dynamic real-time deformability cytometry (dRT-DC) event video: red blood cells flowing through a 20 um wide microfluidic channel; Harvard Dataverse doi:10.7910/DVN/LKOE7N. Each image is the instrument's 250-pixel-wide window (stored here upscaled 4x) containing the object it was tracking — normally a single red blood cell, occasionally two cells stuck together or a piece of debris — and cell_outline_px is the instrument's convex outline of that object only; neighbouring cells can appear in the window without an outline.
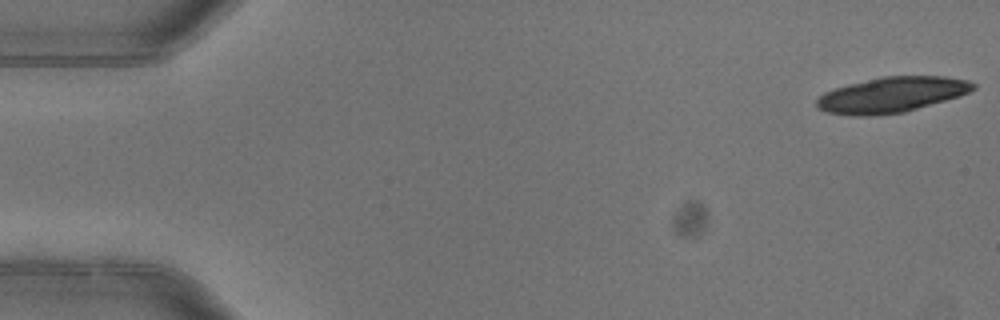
{"species": "common noctule bat (a hibernating species)", "species_latin": "Nyctalus noctula", "temperature_condition": "warm", "stored_images_in_passage": 4, "camera_frame_rate_fps": 3000, "um_per_image_px": 0.085, "animal": {"sex": "female"}, "frame": {"image": 1, "passage_image": 1, "time_ms": 0.0, "image_size_px": [1000, 320], "cell_outline_px": [[976, 88], [960, 96], [904, 112], [868, 116], [856, 116], [828, 112], [816, 108], [816, 100], [824, 92], [848, 84], [884, 76], [944, 76], [968, 80], [976, 84]], "centroid_in_image_um": [75.8, 8.05], "position_along_channel_um": 9.2, "area_um2": 32.19}}